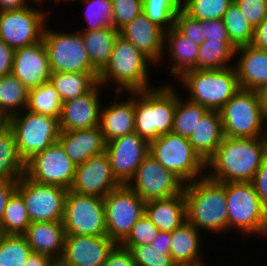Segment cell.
Masks as SVG:
<instances>
[{"instance_id": "1", "label": "cell", "mask_w": 267, "mask_h": 266, "mask_svg": "<svg viewBox=\"0 0 267 266\" xmlns=\"http://www.w3.org/2000/svg\"><path fill=\"white\" fill-rule=\"evenodd\" d=\"M267 155V136L224 137L215 154L206 162V175L216 181L251 182ZM212 170V171H211Z\"/></svg>"}, {"instance_id": "2", "label": "cell", "mask_w": 267, "mask_h": 266, "mask_svg": "<svg viewBox=\"0 0 267 266\" xmlns=\"http://www.w3.org/2000/svg\"><path fill=\"white\" fill-rule=\"evenodd\" d=\"M187 221L200 232L228 231V212L225 183L204 175L186 183L183 189Z\"/></svg>"}, {"instance_id": "3", "label": "cell", "mask_w": 267, "mask_h": 266, "mask_svg": "<svg viewBox=\"0 0 267 266\" xmlns=\"http://www.w3.org/2000/svg\"><path fill=\"white\" fill-rule=\"evenodd\" d=\"M149 64L154 63L132 43L118 35L108 63L98 74V83L104 88L106 83L115 82L114 91L117 94L153 88V84L149 83Z\"/></svg>"}, {"instance_id": "4", "label": "cell", "mask_w": 267, "mask_h": 266, "mask_svg": "<svg viewBox=\"0 0 267 266\" xmlns=\"http://www.w3.org/2000/svg\"><path fill=\"white\" fill-rule=\"evenodd\" d=\"M176 88L162 85L134 91L135 132L148 142L172 131L177 105Z\"/></svg>"}, {"instance_id": "5", "label": "cell", "mask_w": 267, "mask_h": 266, "mask_svg": "<svg viewBox=\"0 0 267 266\" xmlns=\"http://www.w3.org/2000/svg\"><path fill=\"white\" fill-rule=\"evenodd\" d=\"M179 80L189 91L186 99L209 110L219 111L240 89L234 66L189 70Z\"/></svg>"}, {"instance_id": "6", "label": "cell", "mask_w": 267, "mask_h": 266, "mask_svg": "<svg viewBox=\"0 0 267 266\" xmlns=\"http://www.w3.org/2000/svg\"><path fill=\"white\" fill-rule=\"evenodd\" d=\"M218 112L225 137L267 136V120L264 117L257 91L240 88Z\"/></svg>"}, {"instance_id": "7", "label": "cell", "mask_w": 267, "mask_h": 266, "mask_svg": "<svg viewBox=\"0 0 267 266\" xmlns=\"http://www.w3.org/2000/svg\"><path fill=\"white\" fill-rule=\"evenodd\" d=\"M228 231L237 229L244 236H267V209L260 202L251 182L225 183Z\"/></svg>"}, {"instance_id": "8", "label": "cell", "mask_w": 267, "mask_h": 266, "mask_svg": "<svg viewBox=\"0 0 267 266\" xmlns=\"http://www.w3.org/2000/svg\"><path fill=\"white\" fill-rule=\"evenodd\" d=\"M149 153L185 184L206 175V163L195 152L187 137L172 132L161 135L149 142Z\"/></svg>"}, {"instance_id": "9", "label": "cell", "mask_w": 267, "mask_h": 266, "mask_svg": "<svg viewBox=\"0 0 267 266\" xmlns=\"http://www.w3.org/2000/svg\"><path fill=\"white\" fill-rule=\"evenodd\" d=\"M12 129L17 150L26 163L59 139V117L33 113L27 109L6 120Z\"/></svg>"}, {"instance_id": "10", "label": "cell", "mask_w": 267, "mask_h": 266, "mask_svg": "<svg viewBox=\"0 0 267 266\" xmlns=\"http://www.w3.org/2000/svg\"><path fill=\"white\" fill-rule=\"evenodd\" d=\"M42 39L51 72L99 73L91 65L80 30L64 33L45 26Z\"/></svg>"}, {"instance_id": "11", "label": "cell", "mask_w": 267, "mask_h": 266, "mask_svg": "<svg viewBox=\"0 0 267 266\" xmlns=\"http://www.w3.org/2000/svg\"><path fill=\"white\" fill-rule=\"evenodd\" d=\"M62 222L66 235L107 236L103 198L68 190Z\"/></svg>"}, {"instance_id": "12", "label": "cell", "mask_w": 267, "mask_h": 266, "mask_svg": "<svg viewBox=\"0 0 267 266\" xmlns=\"http://www.w3.org/2000/svg\"><path fill=\"white\" fill-rule=\"evenodd\" d=\"M103 201L107 237L121 244L144 215L145 202L126 184L109 192Z\"/></svg>"}, {"instance_id": "13", "label": "cell", "mask_w": 267, "mask_h": 266, "mask_svg": "<svg viewBox=\"0 0 267 266\" xmlns=\"http://www.w3.org/2000/svg\"><path fill=\"white\" fill-rule=\"evenodd\" d=\"M16 191L24 200L31 223L63 220L68 189L39 184L23 175L17 181Z\"/></svg>"}, {"instance_id": "14", "label": "cell", "mask_w": 267, "mask_h": 266, "mask_svg": "<svg viewBox=\"0 0 267 266\" xmlns=\"http://www.w3.org/2000/svg\"><path fill=\"white\" fill-rule=\"evenodd\" d=\"M47 13L33 6L1 11L0 39L13 50L36 44L42 40Z\"/></svg>"}, {"instance_id": "15", "label": "cell", "mask_w": 267, "mask_h": 266, "mask_svg": "<svg viewBox=\"0 0 267 266\" xmlns=\"http://www.w3.org/2000/svg\"><path fill=\"white\" fill-rule=\"evenodd\" d=\"M126 185L148 202L180 195L185 183L149 154Z\"/></svg>"}, {"instance_id": "16", "label": "cell", "mask_w": 267, "mask_h": 266, "mask_svg": "<svg viewBox=\"0 0 267 266\" xmlns=\"http://www.w3.org/2000/svg\"><path fill=\"white\" fill-rule=\"evenodd\" d=\"M76 166L57 141L25 163V176L33 182L70 189Z\"/></svg>"}, {"instance_id": "17", "label": "cell", "mask_w": 267, "mask_h": 266, "mask_svg": "<svg viewBox=\"0 0 267 266\" xmlns=\"http://www.w3.org/2000/svg\"><path fill=\"white\" fill-rule=\"evenodd\" d=\"M105 152L114 177L120 184L125 185L150 154L149 142L133 132L108 141Z\"/></svg>"}, {"instance_id": "18", "label": "cell", "mask_w": 267, "mask_h": 266, "mask_svg": "<svg viewBox=\"0 0 267 266\" xmlns=\"http://www.w3.org/2000/svg\"><path fill=\"white\" fill-rule=\"evenodd\" d=\"M120 185L112 173L108 155L104 151L76 166L74 180L69 190L104 198Z\"/></svg>"}, {"instance_id": "19", "label": "cell", "mask_w": 267, "mask_h": 266, "mask_svg": "<svg viewBox=\"0 0 267 266\" xmlns=\"http://www.w3.org/2000/svg\"><path fill=\"white\" fill-rule=\"evenodd\" d=\"M117 244L107 236L66 235L61 266H102Z\"/></svg>"}, {"instance_id": "20", "label": "cell", "mask_w": 267, "mask_h": 266, "mask_svg": "<svg viewBox=\"0 0 267 266\" xmlns=\"http://www.w3.org/2000/svg\"><path fill=\"white\" fill-rule=\"evenodd\" d=\"M11 74L28 90L49 82L51 69L43 39L36 44L14 50Z\"/></svg>"}, {"instance_id": "21", "label": "cell", "mask_w": 267, "mask_h": 266, "mask_svg": "<svg viewBox=\"0 0 267 266\" xmlns=\"http://www.w3.org/2000/svg\"><path fill=\"white\" fill-rule=\"evenodd\" d=\"M99 83L88 93L62 102L59 126L61 131L82 130L99 126L101 100Z\"/></svg>"}, {"instance_id": "22", "label": "cell", "mask_w": 267, "mask_h": 266, "mask_svg": "<svg viewBox=\"0 0 267 266\" xmlns=\"http://www.w3.org/2000/svg\"><path fill=\"white\" fill-rule=\"evenodd\" d=\"M165 31L143 12L119 30V35L132 43L154 64L164 56ZM159 61V62H158Z\"/></svg>"}, {"instance_id": "23", "label": "cell", "mask_w": 267, "mask_h": 266, "mask_svg": "<svg viewBox=\"0 0 267 266\" xmlns=\"http://www.w3.org/2000/svg\"><path fill=\"white\" fill-rule=\"evenodd\" d=\"M58 142L75 166L106 150V140L100 127L60 131Z\"/></svg>"}, {"instance_id": "24", "label": "cell", "mask_w": 267, "mask_h": 266, "mask_svg": "<svg viewBox=\"0 0 267 266\" xmlns=\"http://www.w3.org/2000/svg\"><path fill=\"white\" fill-rule=\"evenodd\" d=\"M129 98L101 106L99 127L106 142L135 132L134 91H128Z\"/></svg>"}, {"instance_id": "25", "label": "cell", "mask_w": 267, "mask_h": 266, "mask_svg": "<svg viewBox=\"0 0 267 266\" xmlns=\"http://www.w3.org/2000/svg\"><path fill=\"white\" fill-rule=\"evenodd\" d=\"M239 55L234 67L241 89L258 90L267 84V50L253 45L238 47L235 56Z\"/></svg>"}, {"instance_id": "26", "label": "cell", "mask_w": 267, "mask_h": 266, "mask_svg": "<svg viewBox=\"0 0 267 266\" xmlns=\"http://www.w3.org/2000/svg\"><path fill=\"white\" fill-rule=\"evenodd\" d=\"M24 236L33 253L59 262L64 252L66 232L62 221L32 222Z\"/></svg>"}, {"instance_id": "27", "label": "cell", "mask_w": 267, "mask_h": 266, "mask_svg": "<svg viewBox=\"0 0 267 266\" xmlns=\"http://www.w3.org/2000/svg\"><path fill=\"white\" fill-rule=\"evenodd\" d=\"M144 214L160 231L172 233L187 221L184 193L145 202Z\"/></svg>"}, {"instance_id": "28", "label": "cell", "mask_w": 267, "mask_h": 266, "mask_svg": "<svg viewBox=\"0 0 267 266\" xmlns=\"http://www.w3.org/2000/svg\"><path fill=\"white\" fill-rule=\"evenodd\" d=\"M201 232L188 221L171 233L170 255L177 266H204L199 248Z\"/></svg>"}, {"instance_id": "29", "label": "cell", "mask_w": 267, "mask_h": 266, "mask_svg": "<svg viewBox=\"0 0 267 266\" xmlns=\"http://www.w3.org/2000/svg\"><path fill=\"white\" fill-rule=\"evenodd\" d=\"M222 121L217 110H209L188 137L195 152L206 163L224 138Z\"/></svg>"}, {"instance_id": "30", "label": "cell", "mask_w": 267, "mask_h": 266, "mask_svg": "<svg viewBox=\"0 0 267 266\" xmlns=\"http://www.w3.org/2000/svg\"><path fill=\"white\" fill-rule=\"evenodd\" d=\"M199 47L200 45L187 39L175 27L165 32L164 50L168 49L171 58V76L179 78L184 72L197 69Z\"/></svg>"}, {"instance_id": "31", "label": "cell", "mask_w": 267, "mask_h": 266, "mask_svg": "<svg viewBox=\"0 0 267 266\" xmlns=\"http://www.w3.org/2000/svg\"><path fill=\"white\" fill-rule=\"evenodd\" d=\"M80 34L83 38L91 65L100 72L110 59L119 31L113 26H108L98 30L80 32Z\"/></svg>"}, {"instance_id": "32", "label": "cell", "mask_w": 267, "mask_h": 266, "mask_svg": "<svg viewBox=\"0 0 267 266\" xmlns=\"http://www.w3.org/2000/svg\"><path fill=\"white\" fill-rule=\"evenodd\" d=\"M25 174V162L18 153L12 129L0 127V181H18Z\"/></svg>"}, {"instance_id": "33", "label": "cell", "mask_w": 267, "mask_h": 266, "mask_svg": "<svg viewBox=\"0 0 267 266\" xmlns=\"http://www.w3.org/2000/svg\"><path fill=\"white\" fill-rule=\"evenodd\" d=\"M98 74L51 72L49 82L64 102L90 92L98 84Z\"/></svg>"}, {"instance_id": "34", "label": "cell", "mask_w": 267, "mask_h": 266, "mask_svg": "<svg viewBox=\"0 0 267 266\" xmlns=\"http://www.w3.org/2000/svg\"><path fill=\"white\" fill-rule=\"evenodd\" d=\"M28 92L25 85L14 75L0 76V116L5 121L27 108Z\"/></svg>"}, {"instance_id": "35", "label": "cell", "mask_w": 267, "mask_h": 266, "mask_svg": "<svg viewBox=\"0 0 267 266\" xmlns=\"http://www.w3.org/2000/svg\"><path fill=\"white\" fill-rule=\"evenodd\" d=\"M236 47L232 43L205 41L198 51L197 69H221L231 65Z\"/></svg>"}, {"instance_id": "36", "label": "cell", "mask_w": 267, "mask_h": 266, "mask_svg": "<svg viewBox=\"0 0 267 266\" xmlns=\"http://www.w3.org/2000/svg\"><path fill=\"white\" fill-rule=\"evenodd\" d=\"M31 224L24 200L15 191L9 198L0 224V234L24 235Z\"/></svg>"}, {"instance_id": "37", "label": "cell", "mask_w": 267, "mask_h": 266, "mask_svg": "<svg viewBox=\"0 0 267 266\" xmlns=\"http://www.w3.org/2000/svg\"><path fill=\"white\" fill-rule=\"evenodd\" d=\"M178 94L177 91V105L171 132L188 138L209 109L187 99L184 100Z\"/></svg>"}, {"instance_id": "38", "label": "cell", "mask_w": 267, "mask_h": 266, "mask_svg": "<svg viewBox=\"0 0 267 266\" xmlns=\"http://www.w3.org/2000/svg\"><path fill=\"white\" fill-rule=\"evenodd\" d=\"M26 109L37 114L60 117L62 100L51 83L47 82L29 90Z\"/></svg>"}, {"instance_id": "39", "label": "cell", "mask_w": 267, "mask_h": 266, "mask_svg": "<svg viewBox=\"0 0 267 266\" xmlns=\"http://www.w3.org/2000/svg\"><path fill=\"white\" fill-rule=\"evenodd\" d=\"M222 20L236 48L252 44L254 28L246 20L235 1L227 8Z\"/></svg>"}, {"instance_id": "40", "label": "cell", "mask_w": 267, "mask_h": 266, "mask_svg": "<svg viewBox=\"0 0 267 266\" xmlns=\"http://www.w3.org/2000/svg\"><path fill=\"white\" fill-rule=\"evenodd\" d=\"M33 253L24 235L0 234V264L24 266Z\"/></svg>"}, {"instance_id": "41", "label": "cell", "mask_w": 267, "mask_h": 266, "mask_svg": "<svg viewBox=\"0 0 267 266\" xmlns=\"http://www.w3.org/2000/svg\"><path fill=\"white\" fill-rule=\"evenodd\" d=\"M180 9L176 0H143L142 12L166 32L174 27Z\"/></svg>"}, {"instance_id": "42", "label": "cell", "mask_w": 267, "mask_h": 266, "mask_svg": "<svg viewBox=\"0 0 267 266\" xmlns=\"http://www.w3.org/2000/svg\"><path fill=\"white\" fill-rule=\"evenodd\" d=\"M128 249L136 266H177L170 255V248L152 245L123 246Z\"/></svg>"}, {"instance_id": "43", "label": "cell", "mask_w": 267, "mask_h": 266, "mask_svg": "<svg viewBox=\"0 0 267 266\" xmlns=\"http://www.w3.org/2000/svg\"><path fill=\"white\" fill-rule=\"evenodd\" d=\"M234 0H190L181 9L197 20L222 19Z\"/></svg>"}, {"instance_id": "44", "label": "cell", "mask_w": 267, "mask_h": 266, "mask_svg": "<svg viewBox=\"0 0 267 266\" xmlns=\"http://www.w3.org/2000/svg\"><path fill=\"white\" fill-rule=\"evenodd\" d=\"M86 2L85 18L88 26L80 32L98 30L113 26V9L111 0H84Z\"/></svg>"}, {"instance_id": "45", "label": "cell", "mask_w": 267, "mask_h": 266, "mask_svg": "<svg viewBox=\"0 0 267 266\" xmlns=\"http://www.w3.org/2000/svg\"><path fill=\"white\" fill-rule=\"evenodd\" d=\"M113 27L120 30L142 13L143 0H111Z\"/></svg>"}, {"instance_id": "46", "label": "cell", "mask_w": 267, "mask_h": 266, "mask_svg": "<svg viewBox=\"0 0 267 266\" xmlns=\"http://www.w3.org/2000/svg\"><path fill=\"white\" fill-rule=\"evenodd\" d=\"M160 230L144 214L132 227L121 246L151 245Z\"/></svg>"}, {"instance_id": "47", "label": "cell", "mask_w": 267, "mask_h": 266, "mask_svg": "<svg viewBox=\"0 0 267 266\" xmlns=\"http://www.w3.org/2000/svg\"><path fill=\"white\" fill-rule=\"evenodd\" d=\"M174 27L187 39L201 45L206 41L204 27H201V20L194 19L186 14L182 9L177 12Z\"/></svg>"}, {"instance_id": "48", "label": "cell", "mask_w": 267, "mask_h": 266, "mask_svg": "<svg viewBox=\"0 0 267 266\" xmlns=\"http://www.w3.org/2000/svg\"><path fill=\"white\" fill-rule=\"evenodd\" d=\"M249 24L255 28L267 16V0H234Z\"/></svg>"}, {"instance_id": "49", "label": "cell", "mask_w": 267, "mask_h": 266, "mask_svg": "<svg viewBox=\"0 0 267 266\" xmlns=\"http://www.w3.org/2000/svg\"><path fill=\"white\" fill-rule=\"evenodd\" d=\"M201 27H204L206 41L232 43L222 19L201 20Z\"/></svg>"}, {"instance_id": "50", "label": "cell", "mask_w": 267, "mask_h": 266, "mask_svg": "<svg viewBox=\"0 0 267 266\" xmlns=\"http://www.w3.org/2000/svg\"><path fill=\"white\" fill-rule=\"evenodd\" d=\"M260 202L267 209V155L251 181Z\"/></svg>"}, {"instance_id": "51", "label": "cell", "mask_w": 267, "mask_h": 266, "mask_svg": "<svg viewBox=\"0 0 267 266\" xmlns=\"http://www.w3.org/2000/svg\"><path fill=\"white\" fill-rule=\"evenodd\" d=\"M102 266H136L131 252L117 244Z\"/></svg>"}, {"instance_id": "52", "label": "cell", "mask_w": 267, "mask_h": 266, "mask_svg": "<svg viewBox=\"0 0 267 266\" xmlns=\"http://www.w3.org/2000/svg\"><path fill=\"white\" fill-rule=\"evenodd\" d=\"M14 50L0 39V76L11 74Z\"/></svg>"}, {"instance_id": "53", "label": "cell", "mask_w": 267, "mask_h": 266, "mask_svg": "<svg viewBox=\"0 0 267 266\" xmlns=\"http://www.w3.org/2000/svg\"><path fill=\"white\" fill-rule=\"evenodd\" d=\"M17 181H0V224L7 202L16 191Z\"/></svg>"}, {"instance_id": "54", "label": "cell", "mask_w": 267, "mask_h": 266, "mask_svg": "<svg viewBox=\"0 0 267 266\" xmlns=\"http://www.w3.org/2000/svg\"><path fill=\"white\" fill-rule=\"evenodd\" d=\"M255 48L267 50V16L254 28L252 44Z\"/></svg>"}, {"instance_id": "55", "label": "cell", "mask_w": 267, "mask_h": 266, "mask_svg": "<svg viewBox=\"0 0 267 266\" xmlns=\"http://www.w3.org/2000/svg\"><path fill=\"white\" fill-rule=\"evenodd\" d=\"M55 263L56 261L49 256L32 253L24 266H53Z\"/></svg>"}, {"instance_id": "56", "label": "cell", "mask_w": 267, "mask_h": 266, "mask_svg": "<svg viewBox=\"0 0 267 266\" xmlns=\"http://www.w3.org/2000/svg\"><path fill=\"white\" fill-rule=\"evenodd\" d=\"M27 0H0V12L23 9L28 6Z\"/></svg>"}, {"instance_id": "57", "label": "cell", "mask_w": 267, "mask_h": 266, "mask_svg": "<svg viewBox=\"0 0 267 266\" xmlns=\"http://www.w3.org/2000/svg\"><path fill=\"white\" fill-rule=\"evenodd\" d=\"M171 242V233L160 231L151 245L159 248H170Z\"/></svg>"}, {"instance_id": "58", "label": "cell", "mask_w": 267, "mask_h": 266, "mask_svg": "<svg viewBox=\"0 0 267 266\" xmlns=\"http://www.w3.org/2000/svg\"><path fill=\"white\" fill-rule=\"evenodd\" d=\"M256 91H257L258 96H259V101H260V105L262 107L264 117L267 120V84H264Z\"/></svg>"}, {"instance_id": "59", "label": "cell", "mask_w": 267, "mask_h": 266, "mask_svg": "<svg viewBox=\"0 0 267 266\" xmlns=\"http://www.w3.org/2000/svg\"><path fill=\"white\" fill-rule=\"evenodd\" d=\"M190 0H176L177 5L182 8Z\"/></svg>"}, {"instance_id": "60", "label": "cell", "mask_w": 267, "mask_h": 266, "mask_svg": "<svg viewBox=\"0 0 267 266\" xmlns=\"http://www.w3.org/2000/svg\"><path fill=\"white\" fill-rule=\"evenodd\" d=\"M27 1H28V0H27ZM30 1H32V2L35 3L36 5L40 4V5H38V7H39V6H41L42 3H44L43 1H45V0H30Z\"/></svg>"}, {"instance_id": "61", "label": "cell", "mask_w": 267, "mask_h": 266, "mask_svg": "<svg viewBox=\"0 0 267 266\" xmlns=\"http://www.w3.org/2000/svg\"><path fill=\"white\" fill-rule=\"evenodd\" d=\"M6 121L0 116V127H2Z\"/></svg>"}, {"instance_id": "62", "label": "cell", "mask_w": 267, "mask_h": 266, "mask_svg": "<svg viewBox=\"0 0 267 266\" xmlns=\"http://www.w3.org/2000/svg\"><path fill=\"white\" fill-rule=\"evenodd\" d=\"M55 1V0H54ZM61 1H68V0H56V3H59V2H61Z\"/></svg>"}, {"instance_id": "63", "label": "cell", "mask_w": 267, "mask_h": 266, "mask_svg": "<svg viewBox=\"0 0 267 266\" xmlns=\"http://www.w3.org/2000/svg\"><path fill=\"white\" fill-rule=\"evenodd\" d=\"M53 266H61L59 262H56Z\"/></svg>"}]
</instances>
